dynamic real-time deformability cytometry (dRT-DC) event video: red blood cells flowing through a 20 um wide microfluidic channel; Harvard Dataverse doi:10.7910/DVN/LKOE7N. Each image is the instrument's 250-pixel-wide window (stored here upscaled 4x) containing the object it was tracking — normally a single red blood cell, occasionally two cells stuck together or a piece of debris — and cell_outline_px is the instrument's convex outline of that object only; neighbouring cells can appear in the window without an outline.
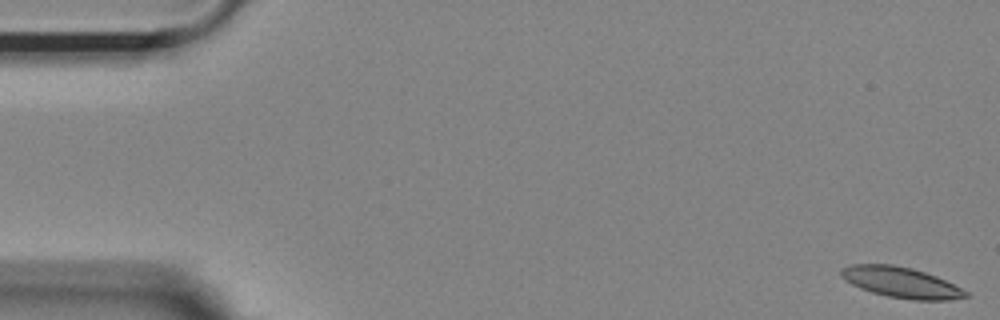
{"species": "Egyptian fruit bat (a non-hibernating species)", "species_latin": "Rousettus aegyptiacus", "temperature_condition": "room temperature", "stored_images_in_passage": 54, "camera_frame_rate_fps": 3000, "um_per_image_px": 0.085, "animal": {"sex": "female"}, "frame": {"image": 1, "passage_image": 1, "time_ms": 0.0, "image_size_px": [1000, 320], "cell_outline_px": [[972, 296], [948, 300], [912, 300], [888, 296], [872, 292], [860, 288], [844, 280], [840, 276], [840, 268], [852, 264], [892, 264], [912, 268], [936, 276], [968, 292]], "centroid_in_image_um": [76.57, 24.0], "position_along_channel_um": 8.4, "area_um2": 22.25}}
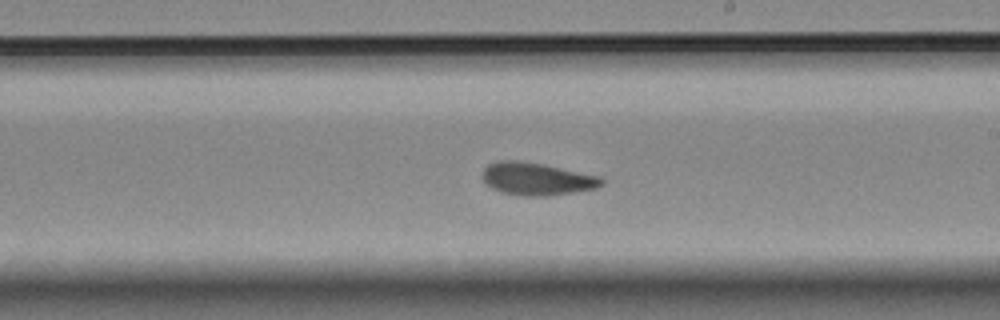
{"frame": {"image": 2, "passage_image": 31, "time_ms": 10.0, "image_size_px": [1000, 320], "cell_outline_px": [[604, 184], [596, 188], [576, 192], [552, 196], [524, 196], [504, 192], [492, 188], [484, 180], [484, 168], [488, 164], [496, 160], [516, 160], [544, 164], [600, 176], [604, 180]], "centroid_in_image_um": [45.67, 15.2], "position_along_channel_um": 243.3, "area_um2": 22.66}}
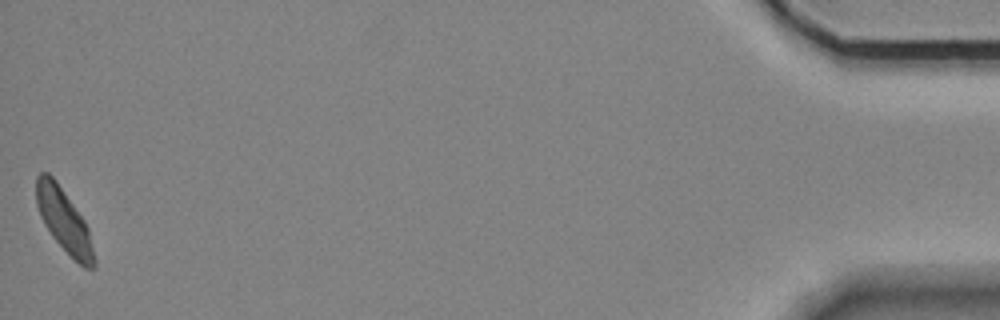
{"frame": {"image": 3, "passage_image": 54, "time_ms": 17.667, "image_size_px": [1000, 320], "cell_outline_px": [[96, 268], [84, 268], [52, 236], [44, 224], [40, 216], [36, 204], [36, 176], [40, 172], [48, 172], [56, 180], [84, 220], [88, 228], [96, 260]], "centroid_in_image_um": [5.43, 18.73], "position_along_channel_um": 429.8, "area_um2": 21.04}, "authors_computed_cell_mechanics": {"area_um2": 22.1374, "velocity_mm_per_s": 3.6563, "shape_relaxation_time_tau1_ms": 4.965, "shape_relaxation_time_tau2_ms": 1.587, "deformation_change_tau1": 0.1226, "deformation_change_tau2": 0.0652}}